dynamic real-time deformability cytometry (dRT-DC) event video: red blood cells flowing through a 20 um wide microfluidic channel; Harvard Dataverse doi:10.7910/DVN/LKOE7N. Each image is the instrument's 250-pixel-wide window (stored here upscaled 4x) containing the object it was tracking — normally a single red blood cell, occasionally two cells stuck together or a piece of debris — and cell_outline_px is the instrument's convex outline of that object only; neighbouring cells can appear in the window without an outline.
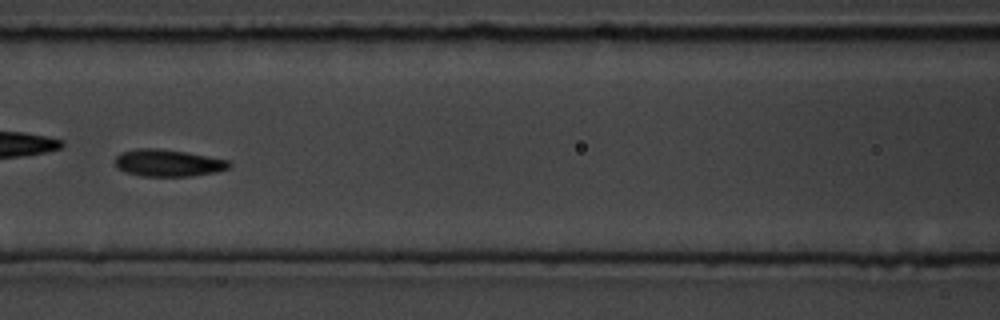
{"species": "common noctule bat (a hibernating species)", "species_latin": "Nyctalus noctula", "temperature_condition": "room temperature", "stored_images_in_passage": 54, "camera_frame_rate_fps": 3000, "um_per_image_px": 0.085, "animal": {"sex": "male", "body_mass_g": 19.5, "forearm_length_mm": 54.6}, "frame": {"image": 1, "passage_image": 24, "time_ms": 7.667, "image_size_px": [1000, 320], "cell_outline_px": [[232, 164], [228, 168], [216, 172], [192, 176], [140, 176], [124, 172], [116, 168], [116, 156], [120, 152], [136, 148], [156, 148], [188, 152], [232, 160]], "centroid_in_image_um": [14.3, 13.84], "position_along_channel_um": 152.3, "area_um2": 18.32}}
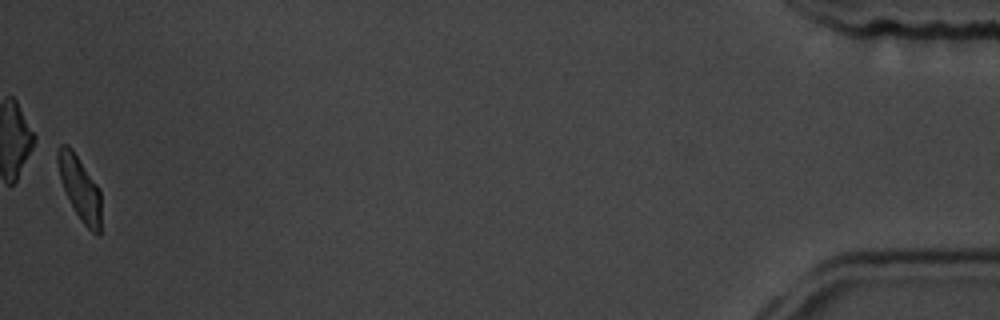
{"frame": {"image": 2, "passage_image": 54, "time_ms": 17.667, "image_size_px": [1000, 320], "cell_outline_px": [[100, 236], [92, 232], [84, 224], [76, 212], [60, 180], [56, 160], [56, 152], [60, 144], [68, 144], [72, 148], [100, 188]], "centroid_in_image_um": [6.77, 15.92], "position_along_channel_um": 428.4, "area_um2": 16.07}, "authors_computed_cell_mechanics": {"area_um2": 17.4845, "velocity_mm_per_s": 3.7017, "shape_relaxation_time_tau1_ms": 4.6095, "shape_relaxation_time_tau2_ms": 2.6054, "deformation_change_tau1": 0.1345, "deformation_change_tau2": 0.0789}}